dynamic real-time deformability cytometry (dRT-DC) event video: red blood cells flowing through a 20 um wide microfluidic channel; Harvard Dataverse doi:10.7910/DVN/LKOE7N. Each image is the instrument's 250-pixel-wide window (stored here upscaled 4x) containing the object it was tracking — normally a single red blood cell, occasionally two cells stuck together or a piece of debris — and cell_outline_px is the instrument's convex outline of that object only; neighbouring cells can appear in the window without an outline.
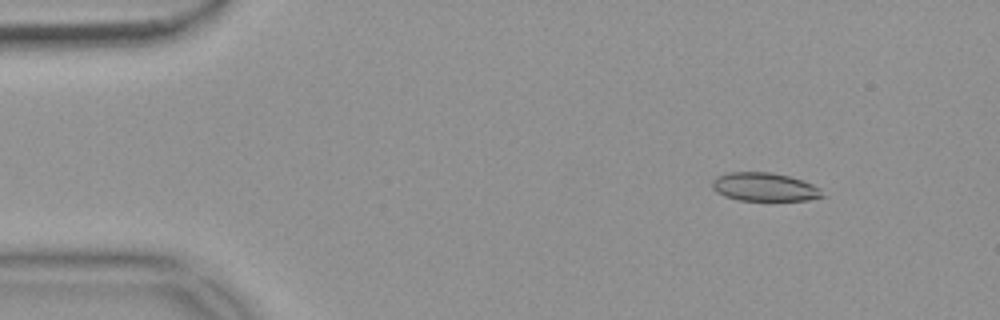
{"species": "common noctule bat (a hibernating species)", "species_latin": "Nyctalus noctula", "temperature_condition": "warm", "stored_images_in_passage": 55, "camera_frame_rate_fps": 3000, "um_per_image_px": 0.085, "animal": {"sex": "female", "body_mass_g": 18.4}, "frame": {"image": 1, "passage_image": 7, "time_ms": 2.0, "image_size_px": [1000, 320], "cell_outline_px": [[824, 196], [808, 200], [736, 200], [724, 196], [716, 192], [712, 188], [712, 180], [716, 176], [728, 172], [772, 172], [788, 176], [812, 184], [820, 188]], "centroid_in_image_um": [64.93, 15.89], "position_along_channel_um": 20.1, "area_um2": 18.26}}
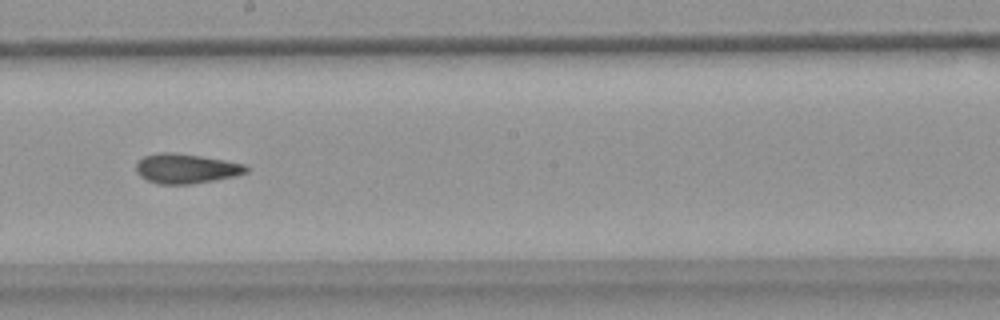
{"frame": {"image": 2, "passage_image": 31, "time_ms": 10.0, "image_size_px": [1000, 320], "cell_outline_px": [[248, 172], [236, 176], [216, 180], [188, 184], [156, 184], [140, 176], [136, 172], [136, 164], [144, 156], [160, 152], [172, 152], [200, 156], [224, 160], [244, 164], [248, 168]], "centroid_in_image_um": [15.81, 14.33], "position_along_channel_um": 232.4, "area_um2": 19.02}}
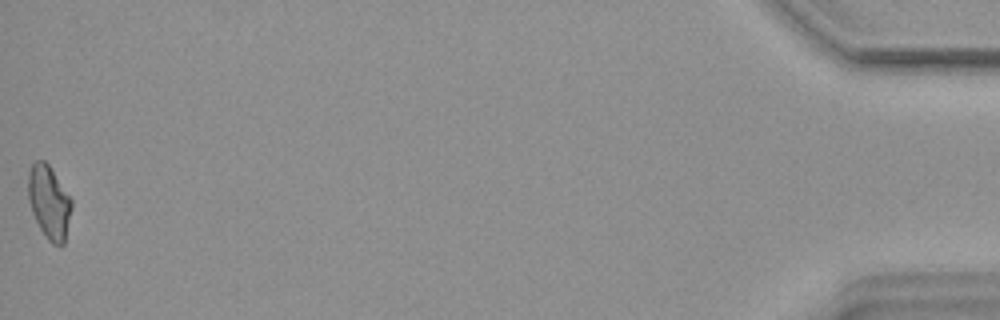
{"frame": {"image": 3, "passage_image": 55, "time_ms": 18.0, "image_size_px": [1000, 320], "cell_outline_px": [[72, 208], [64, 244], [60, 248], [52, 244], [48, 240], [40, 228], [32, 212], [28, 200], [28, 172], [32, 164], [36, 160], [44, 160], [48, 164], [72, 200]], "centroid_in_image_um": [4.17, 17.21], "position_along_channel_um": 431.0, "area_um2": 18.55}, "authors_computed_cell_mechanics": {"area_um2": 18.9006, "velocity_mm_per_s": 3.7238, "shape_relaxation_time_tau1_ms": null, "shape_relaxation_time_tau2_ms": 2.6014, "deformation_change_tau1": null, "deformation_change_tau2": 0.1039}}